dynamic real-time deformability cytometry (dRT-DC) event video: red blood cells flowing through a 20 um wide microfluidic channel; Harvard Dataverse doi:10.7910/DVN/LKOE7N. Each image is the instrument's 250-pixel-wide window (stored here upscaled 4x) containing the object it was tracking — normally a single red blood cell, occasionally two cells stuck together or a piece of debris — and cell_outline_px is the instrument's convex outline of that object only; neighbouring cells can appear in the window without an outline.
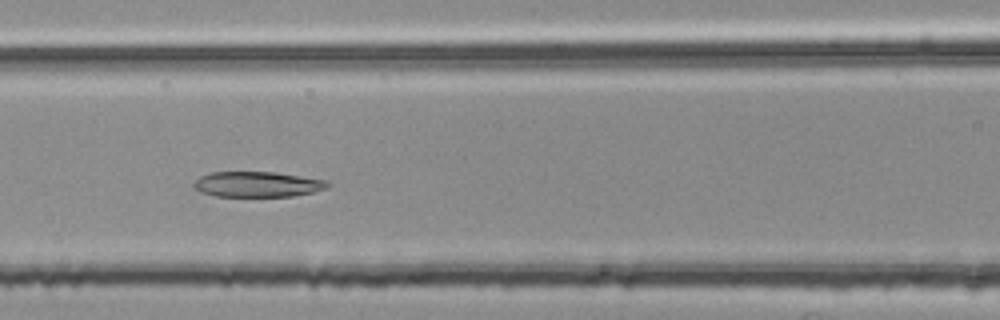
{"species": "common noctule bat (a hibernating species)", "species_latin": "Nyctalus noctula", "temperature_condition": "room temperature", "stored_images_in_passage": 51, "segment_of_instrument_passage": [2, 2], "camera_frame_rate_fps": 3000, "um_per_image_px": 0.085, "animal": {"sex": "female", "body_mass_g": 25.1}, "frame": {"image": 1, "passage_image": 23, "time_ms": 7.333, "image_size_px": [1000, 320], "cell_outline_px": [[332, 184], [328, 188], [312, 192], [292, 196], [216, 196], [200, 192], [192, 184], [200, 176], [212, 172], [272, 172], [328, 180]], "centroid_in_image_um": [21.91, 15.66], "position_along_channel_um": 144.7, "area_um2": 19.77}}
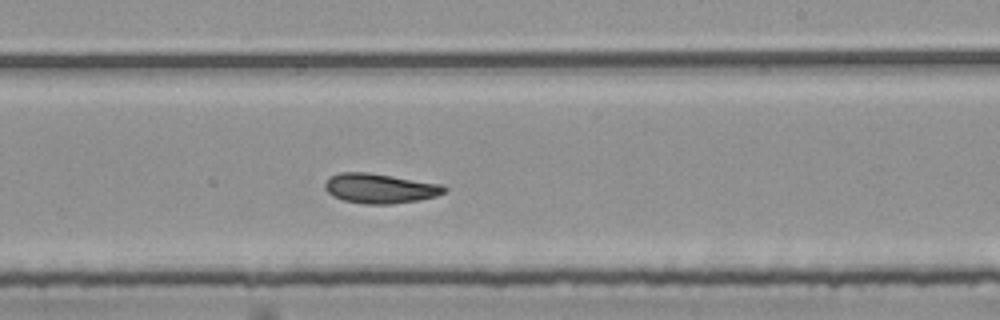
{"frame": {"image": 2, "passage_image": 32, "time_ms": 10.333, "image_size_px": [1000, 320], "cell_outline_px": [[448, 188], [444, 192], [436, 196], [420, 200], [392, 204], [364, 204], [344, 200], [332, 196], [324, 188], [324, 184], [332, 176], [340, 172], [368, 172], [444, 184]], "centroid_in_image_um": [32.33, 16.01], "position_along_channel_um": 256.7, "area_um2": 20.81}}
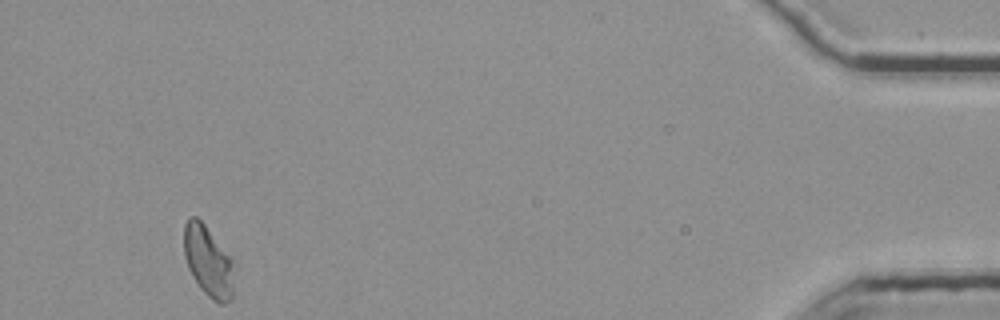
{"frame": {"image": 3, "passage_image": 51, "time_ms": 16.667, "image_size_px": [1000, 320], "cell_outline_px": [[236, 264], [232, 300], [224, 304], [220, 304], [212, 300], [200, 288], [192, 276], [188, 268], [184, 256], [184, 224], [188, 216], [196, 216], [204, 224], [236, 260]], "centroid_in_image_um": [17.75, 22.22], "position_along_channel_um": 417.4, "area_um2": 21.56}}